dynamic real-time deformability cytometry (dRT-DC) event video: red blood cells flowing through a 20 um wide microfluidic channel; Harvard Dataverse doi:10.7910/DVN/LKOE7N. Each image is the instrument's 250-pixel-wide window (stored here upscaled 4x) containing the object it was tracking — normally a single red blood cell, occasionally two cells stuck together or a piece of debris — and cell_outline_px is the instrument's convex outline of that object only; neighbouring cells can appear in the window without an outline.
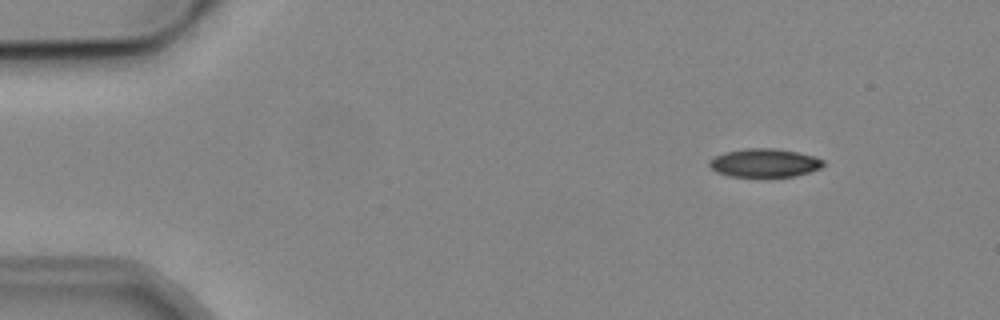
{"species": "common noctule bat (a hibernating species)", "species_latin": "Nyctalus noctula", "temperature_condition": "cold", "stored_images_in_passage": 7, "camera_frame_rate_fps": 3000, "um_per_image_px": 0.085, "animal": {"sex": "male", "body_mass_g": 19.2, "forearm_length_mm": 51.8}, "frame": {"image": 1, "passage_image": 1, "time_ms": 0.0, "image_size_px": [1000, 320], "cell_outline_px": [[824, 164], [820, 168], [796, 176], [728, 176], [716, 172], [708, 164], [708, 160], [724, 152], [748, 148], [776, 148], [796, 152], [812, 156], [824, 160]], "centroid_in_image_um": [64.95, 13.84], "position_along_channel_um": 20.0, "area_um2": 18.73}}
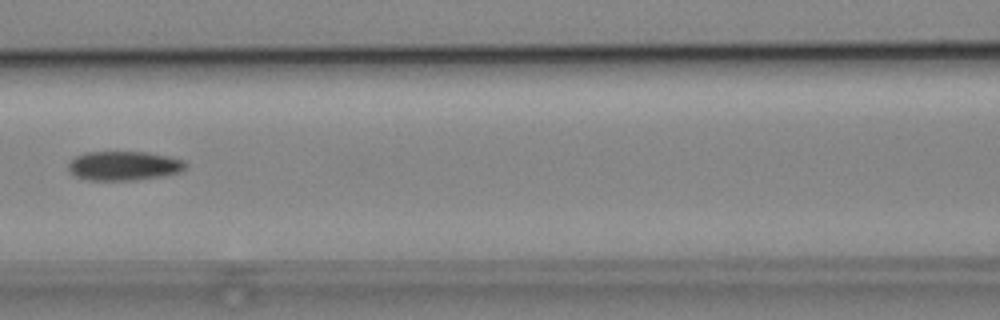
{"frame": {"image": 2, "passage_image": 6, "time_ms": 6.0, "image_size_px": [1000, 320], "cell_outline_px": [[188, 164], [180, 172], [160, 176], [132, 180], [88, 180], [76, 176], [68, 172], [68, 160], [84, 152], [148, 152], [168, 156], [184, 160]], "centroid_in_image_um": [10.49, 14.08], "position_along_channel_um": 156.1, "area_um2": 20.06}}
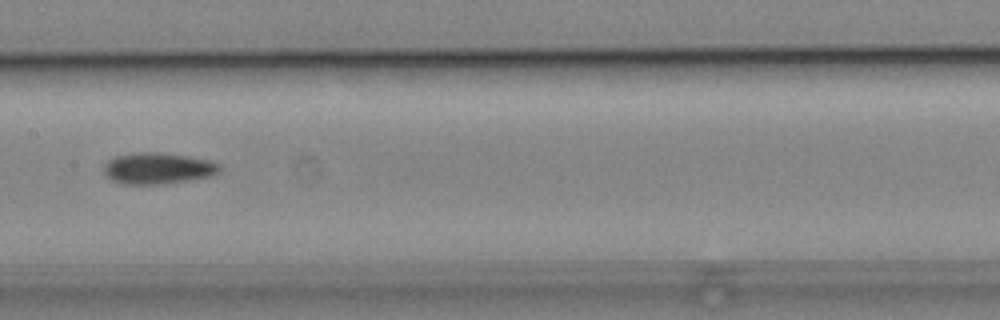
{"frame": {"image": 3, "passage_image": 7, "time_ms": 7.0, "image_size_px": [1000, 320], "cell_outline_px": [[220, 172], [208, 176], [160, 184], [128, 184], [112, 180], [104, 172], [104, 164], [112, 156], [136, 152], [160, 152], [188, 156], [208, 160], [220, 164]], "centroid_in_image_um": [13.38, 14.28], "position_along_channel_um": 194.0, "area_um2": 20.92}}